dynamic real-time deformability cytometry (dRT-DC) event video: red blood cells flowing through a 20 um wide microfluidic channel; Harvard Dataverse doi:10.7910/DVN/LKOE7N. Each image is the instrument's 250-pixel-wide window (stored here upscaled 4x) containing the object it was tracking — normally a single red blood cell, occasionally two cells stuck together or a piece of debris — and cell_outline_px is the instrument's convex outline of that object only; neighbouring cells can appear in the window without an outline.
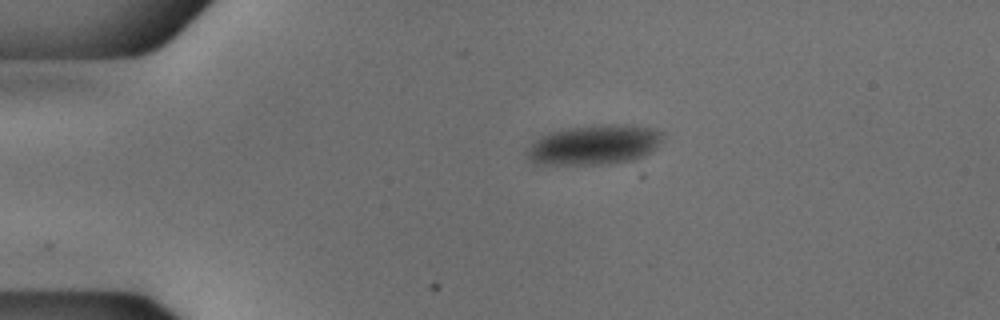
{"species": "common noctule bat (a hibernating species)", "species_latin": "Nyctalus noctula", "temperature_condition": "cold", "stored_images_in_passage": 43, "camera_frame_rate_fps": 3000, "um_per_image_px": 0.085, "animal": {"sex": "male", "body_mass_g": 18.8}, "frame": {"image": 1, "passage_image": 1, "time_ms": 0.0, "image_size_px": [1000, 320], "cell_outline_px": [[664, 136], [656, 148], [644, 156], [632, 160], [600, 164], [536, 164], [524, 152], [540, 136], [552, 132], [572, 128], [608, 124], [616, 124], [648, 128], [660, 132]], "centroid_in_image_um": [50.51, 12.32], "position_along_channel_um": 34.5, "area_um2": 30.81}}
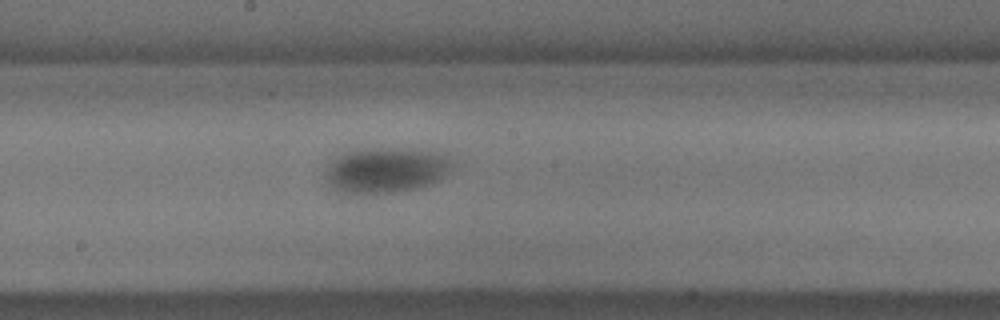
{"frame": {"image": 2, "passage_image": 19, "time_ms": 6.0, "image_size_px": [1000, 320], "cell_outline_px": [[452, 164], [444, 176], [436, 180], [412, 188], [392, 192], [340, 192], [332, 188], [324, 180], [324, 172], [328, 164], [336, 156], [344, 152], [376, 148], [424, 148], [448, 156]], "centroid_in_image_um": [32.74, 14.41], "position_along_channel_um": 215.5, "area_um2": 33.23}}
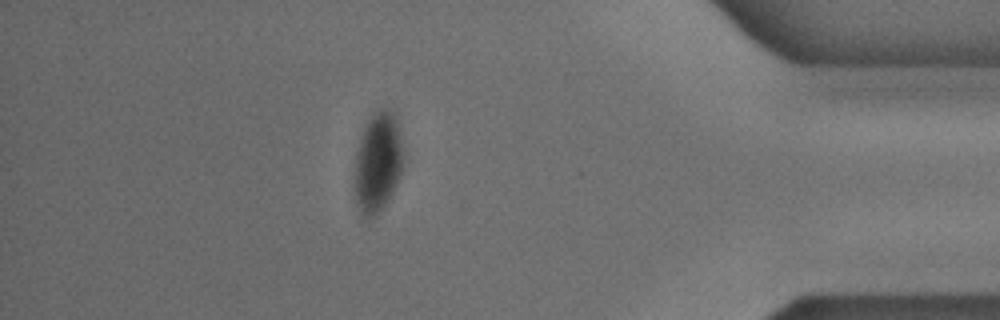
{"frame": {"image": 3, "passage_image": 37, "time_ms": 12.0, "image_size_px": [1000, 320], "cell_outline_px": [[404, 168], [388, 200], [376, 216], [368, 220], [360, 212], [356, 204], [352, 176], [356, 148], [364, 128], [368, 120], [376, 108], [388, 108], [396, 112], [400, 128], [404, 156]], "centroid_in_image_um": [32.11, 13.77], "position_along_channel_um": 403.1, "area_um2": 29.77}}